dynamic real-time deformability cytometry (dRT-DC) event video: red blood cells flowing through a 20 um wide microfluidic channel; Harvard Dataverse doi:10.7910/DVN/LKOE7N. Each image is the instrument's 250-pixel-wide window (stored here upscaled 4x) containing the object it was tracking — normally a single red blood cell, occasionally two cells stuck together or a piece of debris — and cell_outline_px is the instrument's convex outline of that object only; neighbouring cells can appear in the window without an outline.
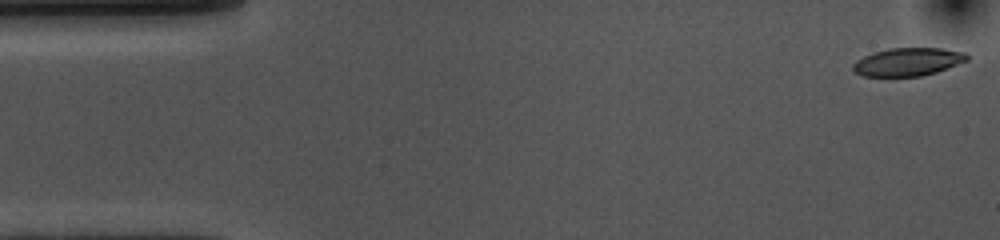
{"species": "common noctule bat (a hibernating species)", "species_latin": "Nyctalus noctula", "temperature_condition": "cold", "stored_images_in_passage": 54, "camera_frame_rate_fps": 3000, "um_per_image_px": 0.085, "animal": {"sex": "female", "body_mass_g": 10.0, "forearm_length_mm": 53.1}, "frame": {"image": 1, "passage_image": 1, "time_ms": 0.0, "image_size_px": [1000, 240], "cell_outline_px": [[968, 60], [936, 72], [920, 76], [864, 76], [856, 72], [852, 68], [852, 64], [856, 60], [872, 52], [888, 48], [940, 48], [964, 52], [968, 56]], "centroid_in_image_um": [77.14, 5.25], "position_along_channel_um": 7.9, "area_um2": 18.55}}
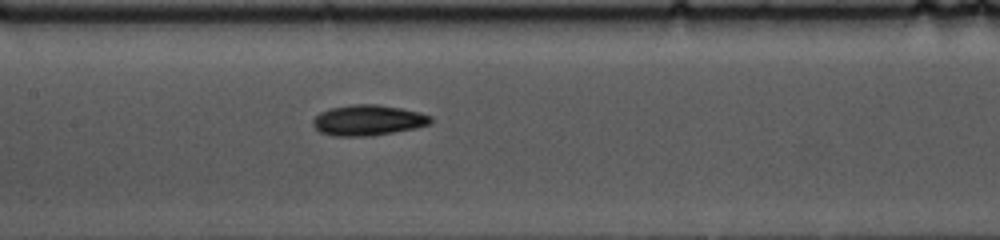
{"frame": {"image": 2, "passage_image": 24, "time_ms": 7.667, "image_size_px": [1000, 240], "cell_outline_px": [[432, 124], [416, 128], [372, 136], [332, 136], [320, 132], [312, 124], [312, 120], [320, 112], [328, 108], [352, 104], [376, 104], [400, 108], [420, 112], [432, 116]], "centroid_in_image_um": [31.29, 10.22], "position_along_channel_um": 176.1, "area_um2": 21.21}}
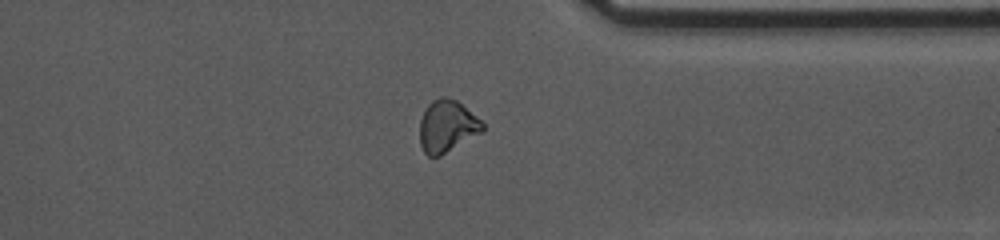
{"frame": {"image": 3, "passage_image": 41, "time_ms": 13.333, "image_size_px": [1000, 240], "cell_outline_px": [[484, 132], [440, 156], [428, 156], [424, 152], [420, 144], [420, 120], [428, 104], [432, 100], [440, 96], [444, 96], [456, 100], [476, 116], [484, 124]], "centroid_in_image_um": [38.01, 10.74], "position_along_channel_um": 373.4, "area_um2": 19.13}, "authors_computed_cell_mechanics": {"area_um2": 19.9121, "velocity_mm_per_s": 3.6075, "shape_relaxation_time_tau1_ms": 4.154, "shape_relaxation_time_tau2_ms": 4.4243, "deformation_change_tau1": 0.1422, "deformation_change_tau2": 0.0993}}